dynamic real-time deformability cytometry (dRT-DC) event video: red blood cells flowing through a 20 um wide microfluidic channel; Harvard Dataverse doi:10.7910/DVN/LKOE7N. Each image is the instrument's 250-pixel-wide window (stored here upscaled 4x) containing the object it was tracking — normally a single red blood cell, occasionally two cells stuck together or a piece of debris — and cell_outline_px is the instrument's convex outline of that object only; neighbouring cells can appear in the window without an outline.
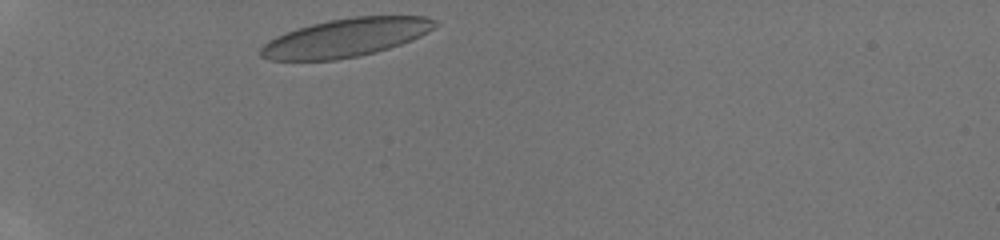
{"species": "human", "species_latin": "Homo sapiens", "temperature_condition": "room temperature", "stored_images_in_passage": 27, "camera_frame_rate_fps": 3000, "um_per_image_px": 0.085, "donor": {"sex": "male"}, "frame": {"image": 1, "passage_image": 1, "time_ms": 0.0, "image_size_px": [1000, 240], "cell_outline_px": [[436, 24], [428, 32], [412, 40], [376, 52], [360, 56], [336, 60], [268, 60], [260, 56], [260, 48], [268, 40], [276, 36], [296, 28], [328, 20], [352, 16], [428, 16], [436, 20]], "centroid_in_image_um": [29.37, 3.2], "position_along_channel_um": 55.6, "area_um2": 39.02}}
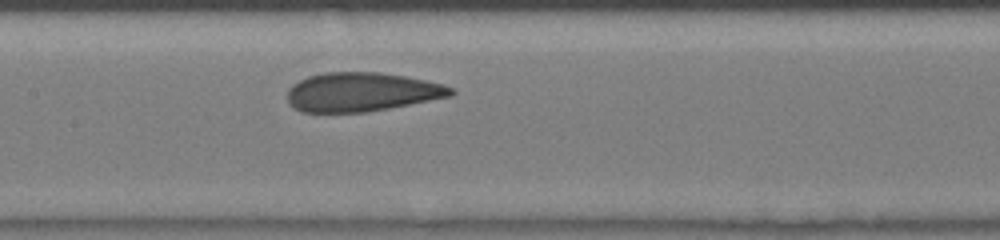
{"frame": {"image": 2, "passage_image": 11, "time_ms": 3.333, "image_size_px": [1000, 240], "cell_outline_px": [[456, 92], [452, 96], [368, 112], [300, 112], [288, 100], [288, 88], [292, 84], [308, 76], [324, 72], [380, 72], [404, 76], [444, 84], [452, 88]], "centroid_in_image_um": [30.75, 7.81], "position_along_channel_um": 176.6, "area_um2": 37.11}}
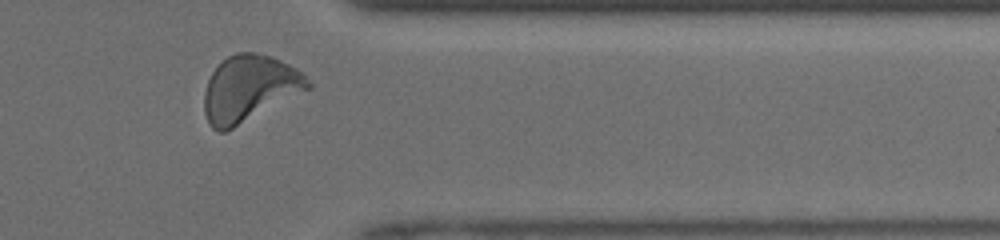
{"frame": {"image": 3, "passage_image": 25, "time_ms": 8.0, "image_size_px": [1000, 240], "cell_outline_px": [[312, 88], [224, 132], [220, 132], [212, 128], [208, 124], [204, 112], [204, 92], [208, 80], [212, 72], [228, 56], [236, 52], [252, 52], [272, 56], [304, 72], [312, 84]], "centroid_in_image_um": [21.21, 7.52], "position_along_channel_um": 390.2, "area_um2": 40.0}}